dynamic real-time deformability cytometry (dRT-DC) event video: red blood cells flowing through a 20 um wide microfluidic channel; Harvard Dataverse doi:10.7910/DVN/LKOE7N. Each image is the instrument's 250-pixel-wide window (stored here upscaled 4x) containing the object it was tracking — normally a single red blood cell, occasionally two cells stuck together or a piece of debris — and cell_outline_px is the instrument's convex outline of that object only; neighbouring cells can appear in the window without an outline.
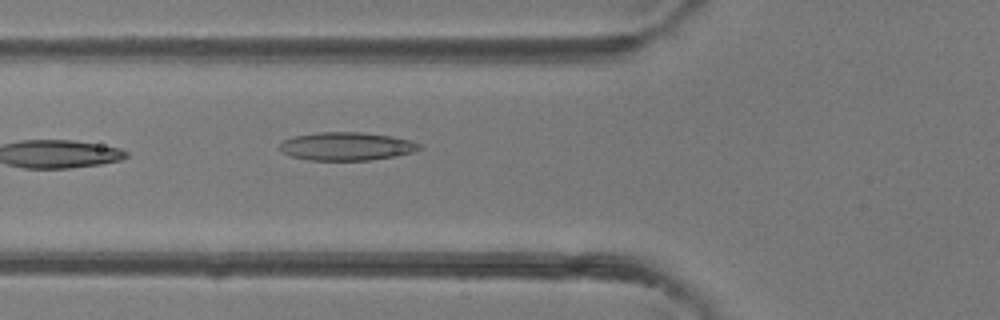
{"species": "common noctule bat (a hibernating species)", "species_latin": "Nyctalus noctula", "temperature_condition": "room temperature", "stored_images_in_passage": 3, "camera_frame_rate_fps": 3000, "um_per_image_px": 0.085, "animal": {"sex": "female"}, "frame": {"image": 1, "passage_image": 3, "time_ms": 2.333, "image_size_px": [1000, 320], "cell_outline_px": [[420, 148], [412, 152], [392, 156], [368, 160], [308, 160], [292, 156], [284, 152], [280, 148], [280, 144], [284, 140], [292, 136], [320, 132], [364, 132], [412, 140], [420, 144]], "centroid_in_image_um": [29.44, 12.43], "position_along_channel_um": 96.4, "area_um2": 22.66}}